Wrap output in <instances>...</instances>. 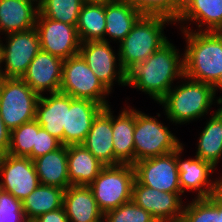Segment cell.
Returning <instances> with one entry per match:
<instances>
[{
    "label": "cell",
    "instance_id": "6da1fadb",
    "mask_svg": "<svg viewBox=\"0 0 222 222\" xmlns=\"http://www.w3.org/2000/svg\"><path fill=\"white\" fill-rule=\"evenodd\" d=\"M180 54L168 40L144 62L137 63L127 72L126 86L148 94L159 104L174 86V81L184 77V54Z\"/></svg>",
    "mask_w": 222,
    "mask_h": 222
},
{
    "label": "cell",
    "instance_id": "7a4b0ae2",
    "mask_svg": "<svg viewBox=\"0 0 222 222\" xmlns=\"http://www.w3.org/2000/svg\"><path fill=\"white\" fill-rule=\"evenodd\" d=\"M185 37L184 75L214 85L222 73V32L181 30Z\"/></svg>",
    "mask_w": 222,
    "mask_h": 222
},
{
    "label": "cell",
    "instance_id": "3957f363",
    "mask_svg": "<svg viewBox=\"0 0 222 222\" xmlns=\"http://www.w3.org/2000/svg\"><path fill=\"white\" fill-rule=\"evenodd\" d=\"M183 78V83L173 86L159 103L172 124H189L206 116L211 111L213 101L222 106V96L216 99L212 85L189 79L185 75Z\"/></svg>",
    "mask_w": 222,
    "mask_h": 222
},
{
    "label": "cell",
    "instance_id": "277c9868",
    "mask_svg": "<svg viewBox=\"0 0 222 222\" xmlns=\"http://www.w3.org/2000/svg\"><path fill=\"white\" fill-rule=\"evenodd\" d=\"M175 22L161 15H143L128 35L119 43L120 63L126 73L139 62H144L169 39L165 25ZM165 27V28H164Z\"/></svg>",
    "mask_w": 222,
    "mask_h": 222
},
{
    "label": "cell",
    "instance_id": "5b68a950",
    "mask_svg": "<svg viewBox=\"0 0 222 222\" xmlns=\"http://www.w3.org/2000/svg\"><path fill=\"white\" fill-rule=\"evenodd\" d=\"M135 169L131 164L104 166L89 185L99 210L106 212L132 201Z\"/></svg>",
    "mask_w": 222,
    "mask_h": 222
},
{
    "label": "cell",
    "instance_id": "8992f818",
    "mask_svg": "<svg viewBox=\"0 0 222 222\" xmlns=\"http://www.w3.org/2000/svg\"><path fill=\"white\" fill-rule=\"evenodd\" d=\"M182 145L156 116L135 109L134 163L169 154Z\"/></svg>",
    "mask_w": 222,
    "mask_h": 222
},
{
    "label": "cell",
    "instance_id": "52a82bcc",
    "mask_svg": "<svg viewBox=\"0 0 222 222\" xmlns=\"http://www.w3.org/2000/svg\"><path fill=\"white\" fill-rule=\"evenodd\" d=\"M39 97L21 78H0V114L10 131L35 120Z\"/></svg>",
    "mask_w": 222,
    "mask_h": 222
},
{
    "label": "cell",
    "instance_id": "ba28073f",
    "mask_svg": "<svg viewBox=\"0 0 222 222\" xmlns=\"http://www.w3.org/2000/svg\"><path fill=\"white\" fill-rule=\"evenodd\" d=\"M60 92L73 98L95 101L103 107L110 106L106 98L111 92L94 75L80 54L64 60Z\"/></svg>",
    "mask_w": 222,
    "mask_h": 222
},
{
    "label": "cell",
    "instance_id": "9c48e42d",
    "mask_svg": "<svg viewBox=\"0 0 222 222\" xmlns=\"http://www.w3.org/2000/svg\"><path fill=\"white\" fill-rule=\"evenodd\" d=\"M0 39V77L22 78L29 64L41 50L36 28L4 35ZM5 66L2 69V65Z\"/></svg>",
    "mask_w": 222,
    "mask_h": 222
},
{
    "label": "cell",
    "instance_id": "30bf717a",
    "mask_svg": "<svg viewBox=\"0 0 222 222\" xmlns=\"http://www.w3.org/2000/svg\"><path fill=\"white\" fill-rule=\"evenodd\" d=\"M79 54L110 92L115 82L126 86L127 73L122 68L119 54H115L110 42L98 40L81 43Z\"/></svg>",
    "mask_w": 222,
    "mask_h": 222
},
{
    "label": "cell",
    "instance_id": "8fae6325",
    "mask_svg": "<svg viewBox=\"0 0 222 222\" xmlns=\"http://www.w3.org/2000/svg\"><path fill=\"white\" fill-rule=\"evenodd\" d=\"M35 28L42 51L62 60L79 54L81 42L76 26L46 18L39 12Z\"/></svg>",
    "mask_w": 222,
    "mask_h": 222
},
{
    "label": "cell",
    "instance_id": "7c38bea8",
    "mask_svg": "<svg viewBox=\"0 0 222 222\" xmlns=\"http://www.w3.org/2000/svg\"><path fill=\"white\" fill-rule=\"evenodd\" d=\"M135 179L142 185L182 197L177 169L176 151L138 161L133 164Z\"/></svg>",
    "mask_w": 222,
    "mask_h": 222
},
{
    "label": "cell",
    "instance_id": "4fadbf2b",
    "mask_svg": "<svg viewBox=\"0 0 222 222\" xmlns=\"http://www.w3.org/2000/svg\"><path fill=\"white\" fill-rule=\"evenodd\" d=\"M184 144L176 150L177 169L179 171V184L182 195L187 190L194 191L196 198H208L216 194L222 187V177L211 180L215 169L209 162L201 158L181 159ZM211 177V178H210Z\"/></svg>",
    "mask_w": 222,
    "mask_h": 222
},
{
    "label": "cell",
    "instance_id": "5bb4252c",
    "mask_svg": "<svg viewBox=\"0 0 222 222\" xmlns=\"http://www.w3.org/2000/svg\"><path fill=\"white\" fill-rule=\"evenodd\" d=\"M0 189L23 201L40 184L33 161L6 154L0 157Z\"/></svg>",
    "mask_w": 222,
    "mask_h": 222
},
{
    "label": "cell",
    "instance_id": "9a60e30c",
    "mask_svg": "<svg viewBox=\"0 0 222 222\" xmlns=\"http://www.w3.org/2000/svg\"><path fill=\"white\" fill-rule=\"evenodd\" d=\"M132 201L149 212L157 222H180L185 203L177 193L150 188L136 179L132 187Z\"/></svg>",
    "mask_w": 222,
    "mask_h": 222
},
{
    "label": "cell",
    "instance_id": "2e32d148",
    "mask_svg": "<svg viewBox=\"0 0 222 222\" xmlns=\"http://www.w3.org/2000/svg\"><path fill=\"white\" fill-rule=\"evenodd\" d=\"M63 62L61 58L40 50L21 79L39 96L60 92Z\"/></svg>",
    "mask_w": 222,
    "mask_h": 222
},
{
    "label": "cell",
    "instance_id": "e0dca14e",
    "mask_svg": "<svg viewBox=\"0 0 222 222\" xmlns=\"http://www.w3.org/2000/svg\"><path fill=\"white\" fill-rule=\"evenodd\" d=\"M191 22L197 30L184 25ZM176 23H180L181 30L222 32V0H184Z\"/></svg>",
    "mask_w": 222,
    "mask_h": 222
},
{
    "label": "cell",
    "instance_id": "ac0fdd59",
    "mask_svg": "<svg viewBox=\"0 0 222 222\" xmlns=\"http://www.w3.org/2000/svg\"><path fill=\"white\" fill-rule=\"evenodd\" d=\"M104 107L89 99L73 98L66 107V128L63 132V145L82 144L91 128L94 118Z\"/></svg>",
    "mask_w": 222,
    "mask_h": 222
},
{
    "label": "cell",
    "instance_id": "d6986e66",
    "mask_svg": "<svg viewBox=\"0 0 222 222\" xmlns=\"http://www.w3.org/2000/svg\"><path fill=\"white\" fill-rule=\"evenodd\" d=\"M112 112L107 106L98 113L82 143L105 166L114 165Z\"/></svg>",
    "mask_w": 222,
    "mask_h": 222
},
{
    "label": "cell",
    "instance_id": "ffe728a7",
    "mask_svg": "<svg viewBox=\"0 0 222 222\" xmlns=\"http://www.w3.org/2000/svg\"><path fill=\"white\" fill-rule=\"evenodd\" d=\"M72 97L62 92L41 95L36 106L35 120L50 135L63 145V132L66 128V107H70Z\"/></svg>",
    "mask_w": 222,
    "mask_h": 222
},
{
    "label": "cell",
    "instance_id": "44dd1931",
    "mask_svg": "<svg viewBox=\"0 0 222 222\" xmlns=\"http://www.w3.org/2000/svg\"><path fill=\"white\" fill-rule=\"evenodd\" d=\"M38 13L37 0H0V35L34 28Z\"/></svg>",
    "mask_w": 222,
    "mask_h": 222
},
{
    "label": "cell",
    "instance_id": "7402d4cb",
    "mask_svg": "<svg viewBox=\"0 0 222 222\" xmlns=\"http://www.w3.org/2000/svg\"><path fill=\"white\" fill-rule=\"evenodd\" d=\"M119 115L112 113L114 165L134 164L135 109L125 106Z\"/></svg>",
    "mask_w": 222,
    "mask_h": 222
},
{
    "label": "cell",
    "instance_id": "603a6c76",
    "mask_svg": "<svg viewBox=\"0 0 222 222\" xmlns=\"http://www.w3.org/2000/svg\"><path fill=\"white\" fill-rule=\"evenodd\" d=\"M142 16L143 14L128 0L107 2L105 4L106 28L104 41L111 42L109 41L111 39L120 43Z\"/></svg>",
    "mask_w": 222,
    "mask_h": 222
},
{
    "label": "cell",
    "instance_id": "cb8c5ba5",
    "mask_svg": "<svg viewBox=\"0 0 222 222\" xmlns=\"http://www.w3.org/2000/svg\"><path fill=\"white\" fill-rule=\"evenodd\" d=\"M63 208L69 222H95L104 214L89 186L71 185L64 192Z\"/></svg>",
    "mask_w": 222,
    "mask_h": 222
},
{
    "label": "cell",
    "instance_id": "d4e9b609",
    "mask_svg": "<svg viewBox=\"0 0 222 222\" xmlns=\"http://www.w3.org/2000/svg\"><path fill=\"white\" fill-rule=\"evenodd\" d=\"M40 184L67 189L71 186L68 175L67 146L62 145L33 160Z\"/></svg>",
    "mask_w": 222,
    "mask_h": 222
},
{
    "label": "cell",
    "instance_id": "484cf974",
    "mask_svg": "<svg viewBox=\"0 0 222 222\" xmlns=\"http://www.w3.org/2000/svg\"><path fill=\"white\" fill-rule=\"evenodd\" d=\"M67 162L71 185L89 186L105 166L82 144L67 146Z\"/></svg>",
    "mask_w": 222,
    "mask_h": 222
},
{
    "label": "cell",
    "instance_id": "4316f807",
    "mask_svg": "<svg viewBox=\"0 0 222 222\" xmlns=\"http://www.w3.org/2000/svg\"><path fill=\"white\" fill-rule=\"evenodd\" d=\"M210 116L200 133L195 156L217 168L222 157V106Z\"/></svg>",
    "mask_w": 222,
    "mask_h": 222
},
{
    "label": "cell",
    "instance_id": "83f0119b",
    "mask_svg": "<svg viewBox=\"0 0 222 222\" xmlns=\"http://www.w3.org/2000/svg\"><path fill=\"white\" fill-rule=\"evenodd\" d=\"M65 189L39 184L23 201L26 219L32 222L40 215L63 207Z\"/></svg>",
    "mask_w": 222,
    "mask_h": 222
},
{
    "label": "cell",
    "instance_id": "f1b7e54d",
    "mask_svg": "<svg viewBox=\"0 0 222 222\" xmlns=\"http://www.w3.org/2000/svg\"><path fill=\"white\" fill-rule=\"evenodd\" d=\"M76 28L81 43L104 41L106 28L105 4L83 3Z\"/></svg>",
    "mask_w": 222,
    "mask_h": 222
},
{
    "label": "cell",
    "instance_id": "f546056e",
    "mask_svg": "<svg viewBox=\"0 0 222 222\" xmlns=\"http://www.w3.org/2000/svg\"><path fill=\"white\" fill-rule=\"evenodd\" d=\"M180 222H222V187L208 198H195L184 204Z\"/></svg>",
    "mask_w": 222,
    "mask_h": 222
},
{
    "label": "cell",
    "instance_id": "4dcf8cb0",
    "mask_svg": "<svg viewBox=\"0 0 222 222\" xmlns=\"http://www.w3.org/2000/svg\"><path fill=\"white\" fill-rule=\"evenodd\" d=\"M82 0H40L39 12L46 18L77 26Z\"/></svg>",
    "mask_w": 222,
    "mask_h": 222
},
{
    "label": "cell",
    "instance_id": "1f68e13d",
    "mask_svg": "<svg viewBox=\"0 0 222 222\" xmlns=\"http://www.w3.org/2000/svg\"><path fill=\"white\" fill-rule=\"evenodd\" d=\"M41 126L36 120L20 125L11 131L8 154L17 157H28L32 160L33 145Z\"/></svg>",
    "mask_w": 222,
    "mask_h": 222
},
{
    "label": "cell",
    "instance_id": "d6a6232c",
    "mask_svg": "<svg viewBox=\"0 0 222 222\" xmlns=\"http://www.w3.org/2000/svg\"><path fill=\"white\" fill-rule=\"evenodd\" d=\"M143 15H161L174 22L179 17L183 0H128Z\"/></svg>",
    "mask_w": 222,
    "mask_h": 222
},
{
    "label": "cell",
    "instance_id": "836d02e7",
    "mask_svg": "<svg viewBox=\"0 0 222 222\" xmlns=\"http://www.w3.org/2000/svg\"><path fill=\"white\" fill-rule=\"evenodd\" d=\"M106 222H157V220L133 201L122 204L104 214Z\"/></svg>",
    "mask_w": 222,
    "mask_h": 222
},
{
    "label": "cell",
    "instance_id": "e575fe53",
    "mask_svg": "<svg viewBox=\"0 0 222 222\" xmlns=\"http://www.w3.org/2000/svg\"><path fill=\"white\" fill-rule=\"evenodd\" d=\"M0 222H29L22 201L0 189Z\"/></svg>",
    "mask_w": 222,
    "mask_h": 222
},
{
    "label": "cell",
    "instance_id": "d590c367",
    "mask_svg": "<svg viewBox=\"0 0 222 222\" xmlns=\"http://www.w3.org/2000/svg\"><path fill=\"white\" fill-rule=\"evenodd\" d=\"M61 146L62 143L60 140L50 135L43 127H40L36 134L35 145H33L32 161L49 152L55 151Z\"/></svg>",
    "mask_w": 222,
    "mask_h": 222
},
{
    "label": "cell",
    "instance_id": "8d00e7d4",
    "mask_svg": "<svg viewBox=\"0 0 222 222\" xmlns=\"http://www.w3.org/2000/svg\"><path fill=\"white\" fill-rule=\"evenodd\" d=\"M32 222H69L63 207L49 211L35 218Z\"/></svg>",
    "mask_w": 222,
    "mask_h": 222
},
{
    "label": "cell",
    "instance_id": "74e56055",
    "mask_svg": "<svg viewBox=\"0 0 222 222\" xmlns=\"http://www.w3.org/2000/svg\"><path fill=\"white\" fill-rule=\"evenodd\" d=\"M11 131L6 127L0 114V157L8 154Z\"/></svg>",
    "mask_w": 222,
    "mask_h": 222
},
{
    "label": "cell",
    "instance_id": "f35d334b",
    "mask_svg": "<svg viewBox=\"0 0 222 222\" xmlns=\"http://www.w3.org/2000/svg\"><path fill=\"white\" fill-rule=\"evenodd\" d=\"M213 90H214L215 96L218 90L222 91V73L220 74L218 81L213 85Z\"/></svg>",
    "mask_w": 222,
    "mask_h": 222
},
{
    "label": "cell",
    "instance_id": "ab89813d",
    "mask_svg": "<svg viewBox=\"0 0 222 222\" xmlns=\"http://www.w3.org/2000/svg\"><path fill=\"white\" fill-rule=\"evenodd\" d=\"M114 0H82L83 3H104L111 2Z\"/></svg>",
    "mask_w": 222,
    "mask_h": 222
},
{
    "label": "cell",
    "instance_id": "60d3db41",
    "mask_svg": "<svg viewBox=\"0 0 222 222\" xmlns=\"http://www.w3.org/2000/svg\"><path fill=\"white\" fill-rule=\"evenodd\" d=\"M95 222H106V220H105V218H104V216H103L100 220H97V221H95Z\"/></svg>",
    "mask_w": 222,
    "mask_h": 222
}]
</instances>
